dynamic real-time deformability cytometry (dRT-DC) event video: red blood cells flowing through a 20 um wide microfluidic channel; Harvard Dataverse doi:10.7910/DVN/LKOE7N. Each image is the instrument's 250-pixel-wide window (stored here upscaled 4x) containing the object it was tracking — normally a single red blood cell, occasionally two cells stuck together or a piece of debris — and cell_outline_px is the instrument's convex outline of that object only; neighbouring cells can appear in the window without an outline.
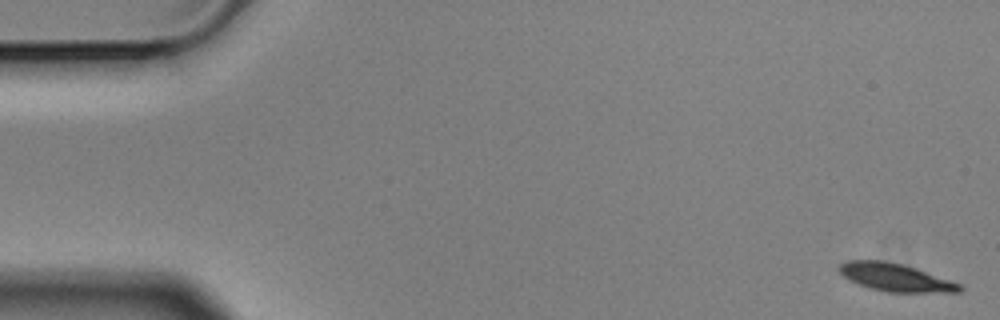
{"species": "Egyptian fruit bat (a non-hibernating species)", "species_latin": "Rousettus aegyptiacus", "temperature_condition": "cold", "stored_images_in_passage": 5, "camera_frame_rate_fps": 3000, "um_per_image_px": 0.085, "animal": {"sex": "male"}, "frame": {"image": 1, "passage_image": 1, "time_ms": 0.0, "image_size_px": [1000, 320], "cell_outline_px": [[964, 288], [960, 292], [888, 292], [872, 288], [860, 284], [844, 276], [840, 272], [840, 264], [848, 260], [880, 260], [904, 264], [916, 268], [960, 284]], "centroid_in_image_um": [76.14, 23.57], "position_along_channel_um": 8.9, "area_um2": 19.13}}
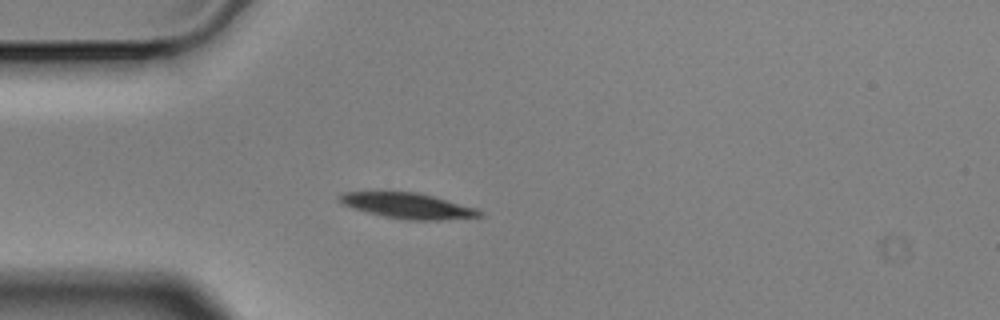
{"frame": {"image": 2, "passage_image": 5, "time_ms": 1.333, "image_size_px": [1000, 320], "cell_outline_px": [[484, 216], [444, 220], [404, 220], [384, 216], [352, 208], [336, 200], [336, 196], [340, 192], [416, 192], [432, 196], [476, 208], [484, 212]], "centroid_in_image_um": [34.65, 17.49], "position_along_channel_um": 50.4, "area_um2": 20.87}}